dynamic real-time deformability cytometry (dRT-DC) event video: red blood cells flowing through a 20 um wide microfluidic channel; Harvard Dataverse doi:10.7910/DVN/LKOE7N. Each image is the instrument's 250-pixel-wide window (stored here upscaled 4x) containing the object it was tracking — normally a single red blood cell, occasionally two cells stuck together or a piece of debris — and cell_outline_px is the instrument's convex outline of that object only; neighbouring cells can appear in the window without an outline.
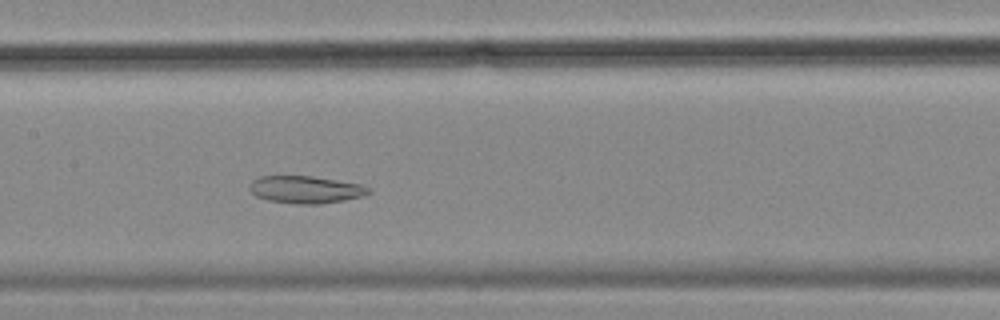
{"species": "common noctule bat (a hibernating species)", "species_latin": "Nyctalus noctula", "temperature_condition": "cold", "stored_images_in_passage": 50, "camera_frame_rate_fps": 3000, "um_per_image_px": 0.085, "animal": {"sex": "female", "body_mass_g": 18.4}, "frame": {"image": 1, "passage_image": 25, "time_ms": 8.0, "image_size_px": [1000, 320], "cell_outline_px": [[372, 192], [364, 196], [344, 200], [320, 204], [296, 204], [268, 200], [256, 196], [248, 188], [248, 184], [252, 180], [260, 176], [312, 176], [360, 184], [368, 188]], "centroid_in_image_um": [25.95, 16.11], "position_along_channel_um": 181.4, "area_um2": 19.02}}
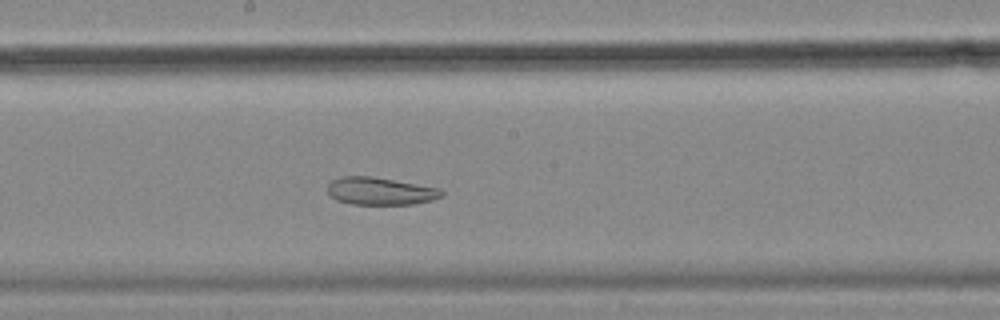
{"frame": {"image": 2, "passage_image": 28, "time_ms": 9.0, "image_size_px": [1000, 320], "cell_outline_px": [[444, 196], [432, 200], [412, 204], [352, 204], [336, 200], [328, 192], [328, 184], [332, 180], [340, 176], [372, 176], [440, 188], [444, 192]], "centroid_in_image_um": [32.33, 16.24], "position_along_channel_um": 215.9, "area_um2": 18.32}}
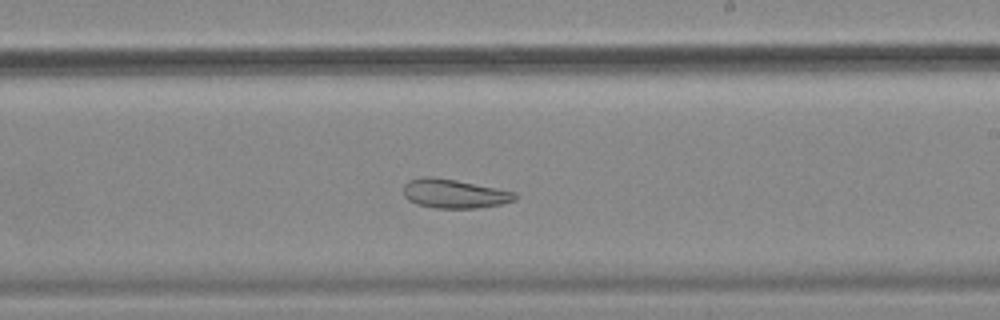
{"frame": {"image": 3, "passage_image": 31, "time_ms": 10.0, "image_size_px": [1000, 320], "cell_outline_px": [[520, 196], [516, 200], [500, 204], [476, 208], [436, 208], [416, 204], [408, 200], [404, 196], [404, 184], [408, 180], [424, 176], [432, 176], [456, 180], [516, 192]], "centroid_in_image_um": [38.61, 16.46], "position_along_channel_um": 250.4, "area_um2": 18.96}, "authors_computed_cell_mechanics": {"area_um2": 26.5302, "velocity_mm_per_s": 3.4724, "shape_relaxation_time_tau1_ms": null, "shape_relaxation_time_tau2_ms": 7.7003, "deformation_change_tau1": null, "deformation_change_tau2": 0.1459}}